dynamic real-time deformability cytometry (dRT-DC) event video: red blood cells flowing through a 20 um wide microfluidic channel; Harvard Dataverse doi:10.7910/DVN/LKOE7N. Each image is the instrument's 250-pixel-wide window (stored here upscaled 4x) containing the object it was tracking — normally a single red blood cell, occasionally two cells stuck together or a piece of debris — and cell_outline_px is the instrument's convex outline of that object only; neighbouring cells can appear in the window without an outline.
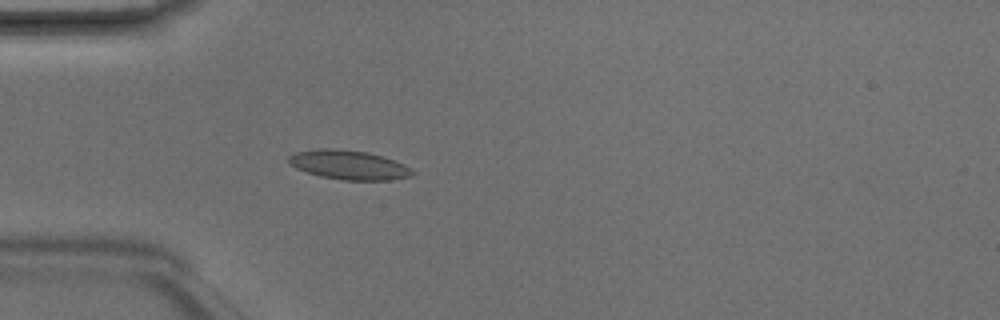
{"species": "Egyptian fruit bat (a non-hibernating species)", "species_latin": "Rousettus aegyptiacus", "temperature_condition": "room temperature", "stored_images_in_passage": 3, "camera_frame_rate_fps": 3000, "um_per_image_px": 0.085, "animal": {"sex": "male"}, "frame": {"image": 1, "passage_image": 3, "time_ms": 0.667, "image_size_px": [1000, 320], "cell_outline_px": [[416, 172], [412, 176], [388, 180], [344, 180], [320, 176], [296, 168], [288, 164], [288, 156], [296, 152], [316, 148], [336, 148], [368, 152], [384, 156], [404, 164], [412, 168]], "centroid_in_image_um": [29.66, 14.0], "position_along_channel_um": 55.3, "area_um2": 21.33}}